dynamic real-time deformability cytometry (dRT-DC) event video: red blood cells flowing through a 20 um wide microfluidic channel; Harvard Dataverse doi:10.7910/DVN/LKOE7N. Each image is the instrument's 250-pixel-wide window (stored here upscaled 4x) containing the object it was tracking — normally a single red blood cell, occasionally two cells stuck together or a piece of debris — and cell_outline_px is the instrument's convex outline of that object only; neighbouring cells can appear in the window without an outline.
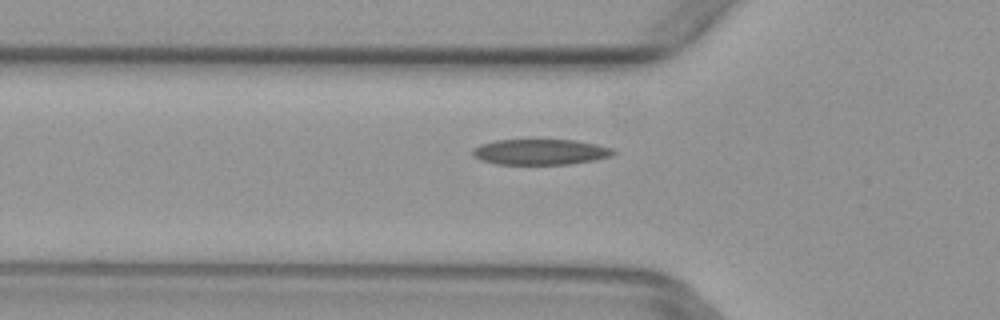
{"species": "common noctule bat (a hibernating species)", "species_latin": "Nyctalus noctula", "temperature_condition": "warm", "stored_images_in_passage": 6, "camera_frame_rate_fps": 3000, "um_per_image_px": 0.085, "animal": {"sex": "female", "body_mass_g": 29.2, "forearm_length_mm": 56.3}, "frame": {"image": 1, "passage_image": 6, "time_ms": 1.667, "image_size_px": [1000, 320], "cell_outline_px": [[616, 152], [612, 156], [596, 160], [572, 164], [496, 164], [484, 160], [476, 156], [472, 152], [472, 148], [480, 144], [496, 140], [576, 140], [596, 144], [612, 148]], "centroid_in_image_um": [45.98, 12.91], "position_along_channel_um": 79.8, "area_um2": 20.98}}